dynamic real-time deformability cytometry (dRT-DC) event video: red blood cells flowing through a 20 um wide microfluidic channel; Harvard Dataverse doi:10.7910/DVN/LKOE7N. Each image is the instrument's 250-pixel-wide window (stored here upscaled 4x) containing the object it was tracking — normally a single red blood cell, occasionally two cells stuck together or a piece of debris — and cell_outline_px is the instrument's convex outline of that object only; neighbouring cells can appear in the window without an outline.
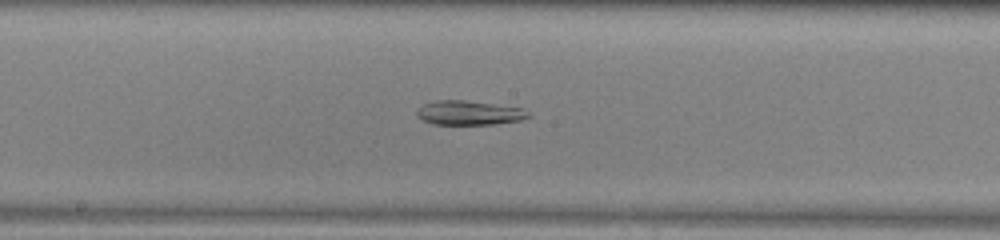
{"species": "common noctule bat (a hibernating species)", "species_latin": "Nyctalus noctula", "temperature_condition": "warm", "stored_images_in_passage": 52, "segment_of_instrument_passage": [2, 2], "camera_frame_rate_fps": 3000, "um_per_image_px": 0.085, "animal": {"sex": "male", "body_mass_g": 13.0, "forearm_length_mm": 53.1}, "frame": {"image": 1, "passage_image": 27, "time_ms": 8.667, "image_size_px": [1000, 240], "cell_outline_px": [[532, 116], [520, 120], [492, 124], [432, 124], [416, 116], [416, 112], [424, 104], [436, 100], [464, 100], [524, 108], [532, 112]], "centroid_in_image_um": [39.92, 9.59], "position_along_channel_um": 208.3, "area_um2": 15.78}}
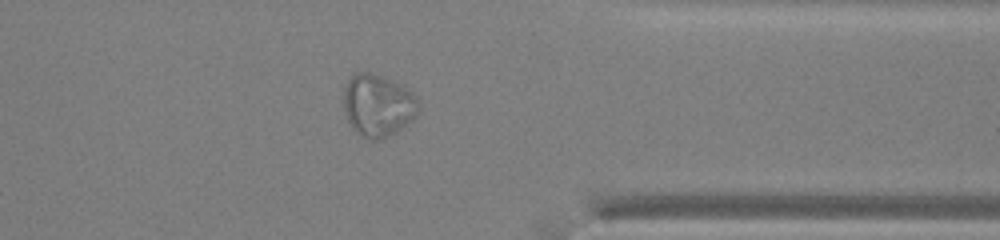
{"frame": {"image": 2, "passage_image": 41, "time_ms": 13.333, "image_size_px": [1000, 240], "cell_outline_px": [[420, 108], [416, 116], [412, 120], [396, 132], [376, 140], [368, 140], [360, 136], [352, 128], [348, 120], [344, 108], [344, 88], [348, 80], [356, 72], [372, 72], [392, 80], [400, 84], [412, 92], [416, 96], [420, 104]], "centroid_in_image_um": [32.13, 8.95], "position_along_channel_um": 379.3, "area_um2": 27.34}}
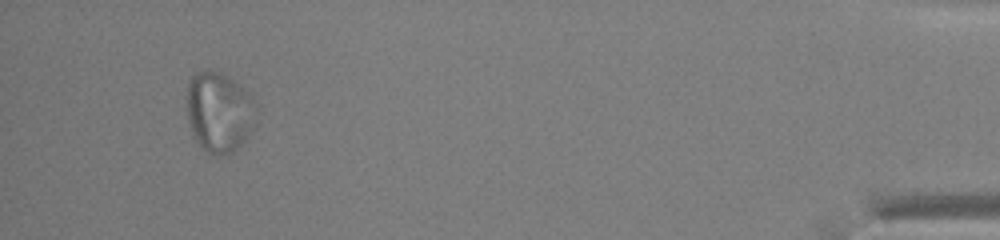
{"frame": {"image": 3, "passage_image": 49, "time_ms": 16.0, "image_size_px": [1000, 240], "cell_outline_px": [[256, 124], [244, 140], [232, 152], [216, 156], [208, 152], [196, 140], [192, 132], [188, 120], [188, 80], [196, 72], [204, 68], [212, 68], [228, 76], [240, 84], [252, 96], [256, 104]], "centroid_in_image_um": [18.65, 9.46], "position_along_channel_um": 416.6, "area_um2": 32.71}}